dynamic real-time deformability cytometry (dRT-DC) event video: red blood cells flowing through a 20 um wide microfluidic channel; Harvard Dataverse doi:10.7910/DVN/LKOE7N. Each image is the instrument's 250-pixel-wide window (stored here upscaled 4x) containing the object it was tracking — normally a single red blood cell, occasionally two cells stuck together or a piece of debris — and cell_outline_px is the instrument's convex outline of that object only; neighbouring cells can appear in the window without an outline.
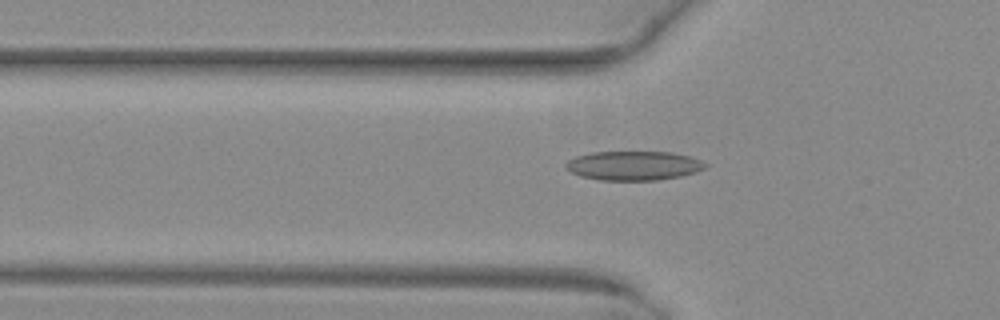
{"species": "common noctule bat (a hibernating species)", "species_latin": "Nyctalus noctula", "temperature_condition": "warm", "stored_images_in_passage": 41, "segment_of_instrument_passage": [1, 2], "camera_frame_rate_fps": 3000, "um_per_image_px": 0.085, "animal": {"sex": "female", "body_mass_g": 29.2, "forearm_length_mm": 56.3}, "frame": {"image": 1, "passage_image": 6, "time_ms": 1.667, "image_size_px": [1000, 320], "cell_outline_px": [[708, 164], [704, 168], [696, 172], [680, 176], [656, 180], [600, 180], [580, 176], [564, 168], [564, 164], [568, 160], [576, 156], [592, 152], [672, 152], [688, 156], [700, 160]], "centroid_in_image_um": [53.83, 14.08], "position_along_channel_um": 72.0, "area_um2": 23.7}}
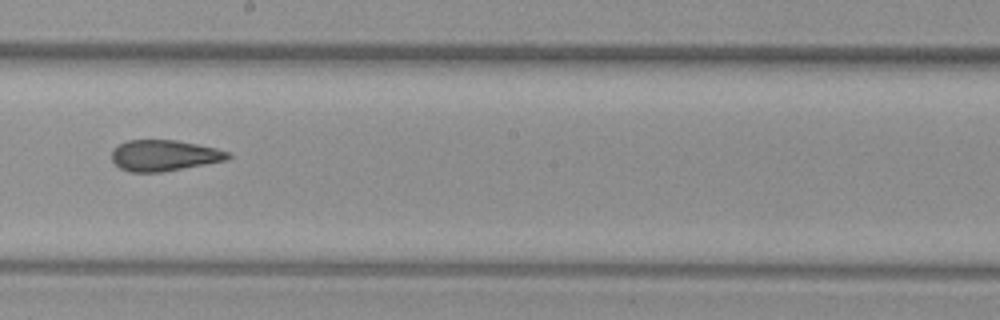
{"frame": {"image": 2, "passage_image": 18, "time_ms": 5.667, "image_size_px": [1000, 320], "cell_outline_px": [[232, 156], [228, 160], [160, 172], [132, 172], [120, 168], [112, 160], [112, 148], [128, 140], [176, 140], [216, 148], [232, 152]], "centroid_in_image_um": [13.98, 13.21], "position_along_channel_um": 234.2, "area_um2": 20.98}}
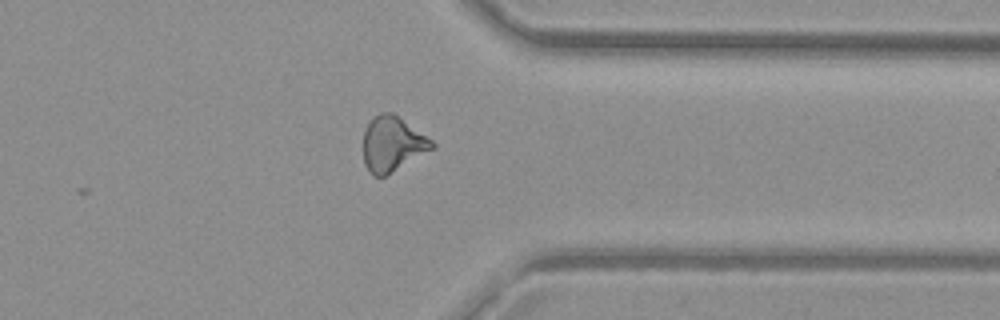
{"frame": {"image": 3, "passage_image": 29, "time_ms": 9.333, "image_size_px": [1000, 320], "cell_outline_px": [[436, 148], [384, 176], [372, 176], [368, 172], [364, 164], [364, 128], [368, 120], [372, 116], [380, 112], [392, 112], [432, 140], [436, 144]], "centroid_in_image_um": [33.34, 12.23], "position_along_channel_um": 378.1, "area_um2": 22.2}}